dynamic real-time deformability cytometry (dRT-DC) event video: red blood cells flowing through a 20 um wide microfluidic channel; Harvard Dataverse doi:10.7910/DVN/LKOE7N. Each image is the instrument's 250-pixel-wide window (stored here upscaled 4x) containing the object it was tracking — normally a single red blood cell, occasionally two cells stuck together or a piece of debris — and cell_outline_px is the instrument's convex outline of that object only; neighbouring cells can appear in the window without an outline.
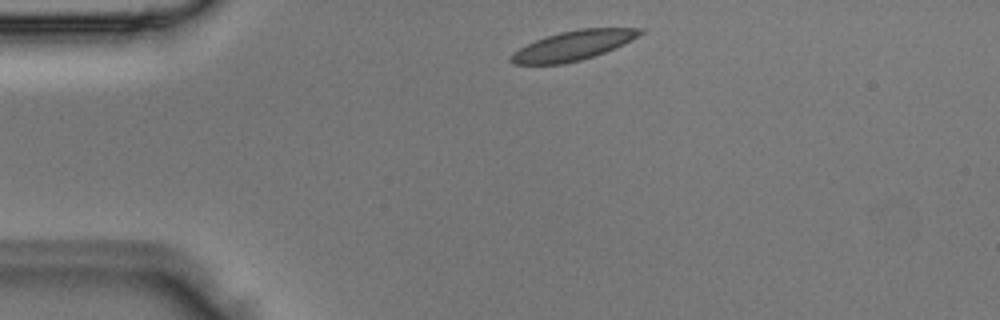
{"species": "Egyptian fruit bat (a non-hibernating species)", "species_latin": "Rousettus aegyptiacus", "temperature_condition": "room temperature", "stored_images_in_passage": 3, "camera_frame_rate_fps": 3000, "um_per_image_px": 0.085, "animal": {"sex": "male"}, "frame": {"image": 1, "passage_image": 1, "time_ms": 0.0, "image_size_px": [1000, 320], "cell_outline_px": [[644, 32], [624, 44], [604, 52], [580, 60], [560, 64], [512, 64], [508, 60], [508, 56], [512, 52], [536, 40], [560, 32], [580, 28], [644, 28]], "centroid_in_image_um": [48.69, 3.87], "position_along_channel_um": 36.3, "area_um2": 22.02}}
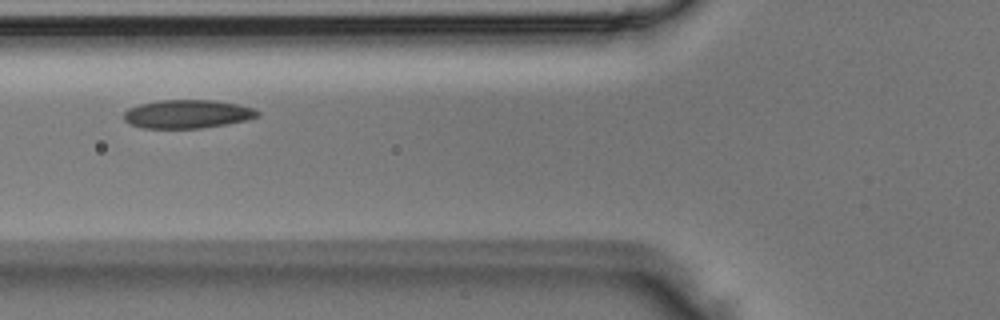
{"frame": {"image": 2, "passage_image": 3, "time_ms": 0.667, "image_size_px": [1000, 320], "cell_outline_px": [[260, 116], [248, 120], [228, 124], [200, 128], [140, 128], [128, 124], [124, 120], [124, 112], [128, 108], [140, 104], [160, 100], [212, 100], [236, 104], [252, 108], [260, 112]], "centroid_in_image_um": [15.91, 9.7], "position_along_channel_um": 109.9, "area_um2": 22.31}}